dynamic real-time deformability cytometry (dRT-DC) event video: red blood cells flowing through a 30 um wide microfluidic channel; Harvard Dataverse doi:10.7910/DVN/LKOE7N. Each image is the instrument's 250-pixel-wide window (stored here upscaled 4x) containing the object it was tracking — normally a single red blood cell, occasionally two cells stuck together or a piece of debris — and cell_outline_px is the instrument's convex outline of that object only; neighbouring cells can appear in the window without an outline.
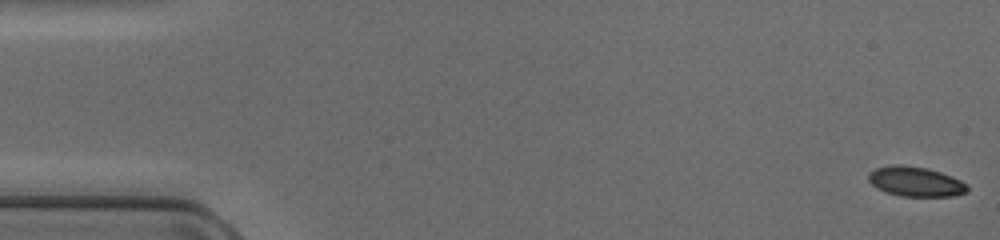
{"species": "common noctule bat (a hibernating species)", "species_latin": "Nyctalus noctula", "temperature_condition": "cold", "stored_images_in_passage": 48, "camera_frame_rate_fps": 3000, "um_per_image_px": 0.085, "animal": {"sex": "female", "body_mass_g": 17.0, "forearm_length_mm": 48.0}, "frame": {"image": 1, "passage_image": 1, "time_ms": 0.0, "image_size_px": [1000, 240], "cell_outline_px": [[968, 192], [956, 196], [900, 196], [876, 188], [868, 180], [868, 172], [876, 168], [892, 164], [900, 164], [928, 168], [952, 176], [968, 184]], "centroid_in_image_um": [77.83, 15.43], "position_along_channel_um": 7.2, "area_um2": 17.34}}
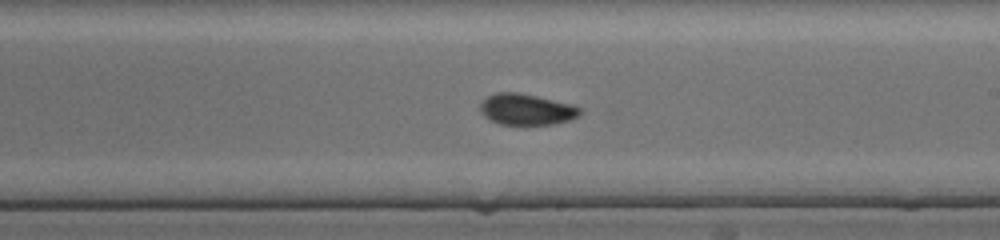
{"frame": {"image": 2, "passage_image": 28, "time_ms": 9.0, "image_size_px": [1000, 240], "cell_outline_px": [[580, 116], [568, 120], [552, 124], [500, 124], [484, 116], [480, 112], [480, 104], [488, 96], [496, 92], [520, 92], [572, 104], [580, 108]], "centroid_in_image_um": [44.74, 9.28], "position_along_channel_um": 244.3, "area_um2": 17.98}}
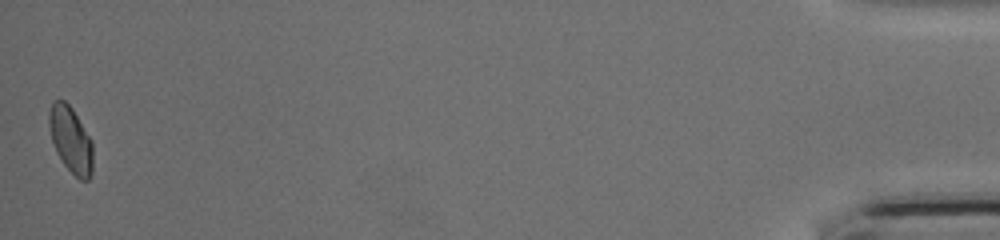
{"frame": {"image": 3, "passage_image": 48, "time_ms": 15.667, "image_size_px": [1000, 240], "cell_outline_px": [[92, 172], [88, 180], [80, 180], [64, 164], [56, 152], [52, 140], [48, 124], [48, 112], [52, 100], [64, 100], [72, 108], [92, 140]], "centroid_in_image_um": [6.0, 11.84], "position_along_channel_um": 429.2, "area_um2": 16.88}}